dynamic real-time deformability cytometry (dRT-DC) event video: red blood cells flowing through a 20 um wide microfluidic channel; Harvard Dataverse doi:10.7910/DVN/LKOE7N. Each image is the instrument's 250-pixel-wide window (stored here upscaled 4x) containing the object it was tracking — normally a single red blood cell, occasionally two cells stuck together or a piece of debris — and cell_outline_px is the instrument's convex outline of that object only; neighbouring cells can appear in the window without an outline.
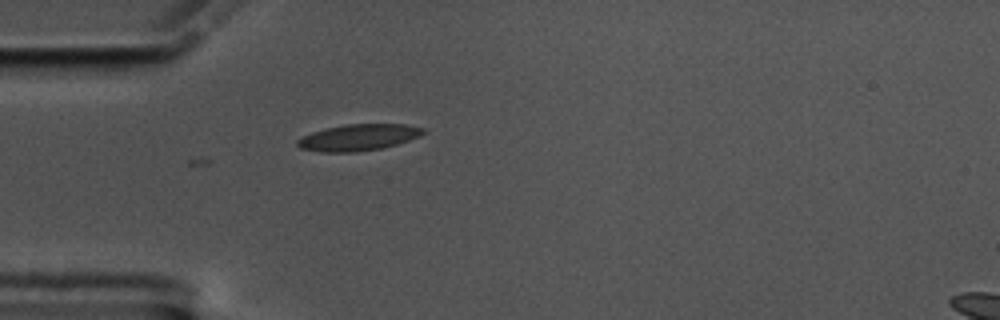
{"species": "common noctule bat (a hibernating species)", "species_latin": "Nyctalus noctula", "temperature_condition": "cold", "stored_images_in_passage": 5, "camera_frame_rate_fps": 3000, "um_per_image_px": 0.085, "animal": {"sex": "male", "body_mass_g": 17.5, "forearm_length_mm": 52.3}, "frame": {"image": 1, "passage_image": 1, "time_ms": 0.0, "image_size_px": [1000, 320], "cell_outline_px": [[424, 132], [420, 136], [396, 144], [380, 148], [356, 152], [320, 152], [300, 148], [296, 144], [296, 140], [312, 132], [324, 128], [344, 124], [404, 124], [424, 128]], "centroid_in_image_um": [30.42, 11.68], "position_along_channel_um": 54.6, "area_um2": 19.31}}